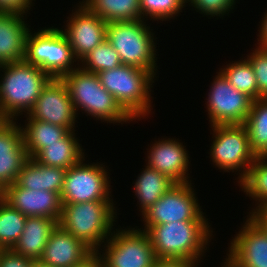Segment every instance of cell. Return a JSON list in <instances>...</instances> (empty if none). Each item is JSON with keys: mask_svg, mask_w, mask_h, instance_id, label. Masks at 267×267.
Segmentation results:
<instances>
[{"mask_svg": "<svg viewBox=\"0 0 267 267\" xmlns=\"http://www.w3.org/2000/svg\"><path fill=\"white\" fill-rule=\"evenodd\" d=\"M0 119L17 120L16 116L33 108L41 90L51 77L39 67L25 61L0 65Z\"/></svg>", "mask_w": 267, "mask_h": 267, "instance_id": "1", "label": "cell"}, {"mask_svg": "<svg viewBox=\"0 0 267 267\" xmlns=\"http://www.w3.org/2000/svg\"><path fill=\"white\" fill-rule=\"evenodd\" d=\"M209 227L208 221H178L143 231L150 237L156 258L187 259L198 264L212 237Z\"/></svg>", "mask_w": 267, "mask_h": 267, "instance_id": "2", "label": "cell"}, {"mask_svg": "<svg viewBox=\"0 0 267 267\" xmlns=\"http://www.w3.org/2000/svg\"><path fill=\"white\" fill-rule=\"evenodd\" d=\"M61 79L66 84L77 116L80 108L88 115L107 123L122 124L134 120L101 85L96 73L87 72L78 66Z\"/></svg>", "mask_w": 267, "mask_h": 267, "instance_id": "3", "label": "cell"}, {"mask_svg": "<svg viewBox=\"0 0 267 267\" xmlns=\"http://www.w3.org/2000/svg\"><path fill=\"white\" fill-rule=\"evenodd\" d=\"M114 205L113 201L64 204L58 224L96 253L112 234Z\"/></svg>", "mask_w": 267, "mask_h": 267, "instance_id": "4", "label": "cell"}, {"mask_svg": "<svg viewBox=\"0 0 267 267\" xmlns=\"http://www.w3.org/2000/svg\"><path fill=\"white\" fill-rule=\"evenodd\" d=\"M101 85L112 94L120 106L135 120L151 111V86L155 75L129 65L97 73Z\"/></svg>", "mask_w": 267, "mask_h": 267, "instance_id": "5", "label": "cell"}, {"mask_svg": "<svg viewBox=\"0 0 267 267\" xmlns=\"http://www.w3.org/2000/svg\"><path fill=\"white\" fill-rule=\"evenodd\" d=\"M153 36L143 19L107 24L106 39L117 51L122 65L145 69L156 76L157 49Z\"/></svg>", "mask_w": 267, "mask_h": 267, "instance_id": "6", "label": "cell"}, {"mask_svg": "<svg viewBox=\"0 0 267 267\" xmlns=\"http://www.w3.org/2000/svg\"><path fill=\"white\" fill-rule=\"evenodd\" d=\"M24 61L39 67L51 78H61L76 69V65L72 68L76 59L66 36L61 29L52 27L34 34L28 32Z\"/></svg>", "mask_w": 267, "mask_h": 267, "instance_id": "7", "label": "cell"}, {"mask_svg": "<svg viewBox=\"0 0 267 267\" xmlns=\"http://www.w3.org/2000/svg\"><path fill=\"white\" fill-rule=\"evenodd\" d=\"M211 127L215 137L210 149L212 162L224 172L239 170L241 173H239L238 182H240L257 157L251 150L245 125L230 124Z\"/></svg>", "mask_w": 267, "mask_h": 267, "instance_id": "8", "label": "cell"}, {"mask_svg": "<svg viewBox=\"0 0 267 267\" xmlns=\"http://www.w3.org/2000/svg\"><path fill=\"white\" fill-rule=\"evenodd\" d=\"M134 229H116L104 244L105 252H96L104 267H153L157 258L150 237Z\"/></svg>", "mask_w": 267, "mask_h": 267, "instance_id": "9", "label": "cell"}, {"mask_svg": "<svg viewBox=\"0 0 267 267\" xmlns=\"http://www.w3.org/2000/svg\"><path fill=\"white\" fill-rule=\"evenodd\" d=\"M69 167L64 177L60 194L62 205L89 201H113L108 172L103 164L84 163ZM103 165V166H102Z\"/></svg>", "mask_w": 267, "mask_h": 267, "instance_id": "10", "label": "cell"}, {"mask_svg": "<svg viewBox=\"0 0 267 267\" xmlns=\"http://www.w3.org/2000/svg\"><path fill=\"white\" fill-rule=\"evenodd\" d=\"M191 186V182H187L176 183L171 187L142 214L145 223L143 230L152 225L178 221H207Z\"/></svg>", "mask_w": 267, "mask_h": 267, "instance_id": "11", "label": "cell"}, {"mask_svg": "<svg viewBox=\"0 0 267 267\" xmlns=\"http://www.w3.org/2000/svg\"><path fill=\"white\" fill-rule=\"evenodd\" d=\"M217 74L211 83L207 99L211 126L244 124L253 99L235 89L221 71Z\"/></svg>", "mask_w": 267, "mask_h": 267, "instance_id": "12", "label": "cell"}, {"mask_svg": "<svg viewBox=\"0 0 267 267\" xmlns=\"http://www.w3.org/2000/svg\"><path fill=\"white\" fill-rule=\"evenodd\" d=\"M27 115L32 119L74 130L77 113L66 84L61 78H51Z\"/></svg>", "mask_w": 267, "mask_h": 267, "instance_id": "13", "label": "cell"}, {"mask_svg": "<svg viewBox=\"0 0 267 267\" xmlns=\"http://www.w3.org/2000/svg\"><path fill=\"white\" fill-rule=\"evenodd\" d=\"M78 9L72 13L66 29L62 32L71 46L74 58L79 62L96 46L106 40L107 22L79 2ZM79 59V60H78Z\"/></svg>", "mask_w": 267, "mask_h": 267, "instance_id": "14", "label": "cell"}, {"mask_svg": "<svg viewBox=\"0 0 267 267\" xmlns=\"http://www.w3.org/2000/svg\"><path fill=\"white\" fill-rule=\"evenodd\" d=\"M230 244L222 267H267V235L250 217Z\"/></svg>", "mask_w": 267, "mask_h": 267, "instance_id": "15", "label": "cell"}, {"mask_svg": "<svg viewBox=\"0 0 267 267\" xmlns=\"http://www.w3.org/2000/svg\"><path fill=\"white\" fill-rule=\"evenodd\" d=\"M21 128L14 120L0 119V193L16 182L29 158Z\"/></svg>", "mask_w": 267, "mask_h": 267, "instance_id": "16", "label": "cell"}, {"mask_svg": "<svg viewBox=\"0 0 267 267\" xmlns=\"http://www.w3.org/2000/svg\"><path fill=\"white\" fill-rule=\"evenodd\" d=\"M0 197L27 217L42 216L59 222L62 214L61 197L56 192L30 190L14 183L6 187Z\"/></svg>", "mask_w": 267, "mask_h": 267, "instance_id": "17", "label": "cell"}, {"mask_svg": "<svg viewBox=\"0 0 267 267\" xmlns=\"http://www.w3.org/2000/svg\"><path fill=\"white\" fill-rule=\"evenodd\" d=\"M93 253L81 240L58 224L38 261L51 267H74L82 264Z\"/></svg>", "mask_w": 267, "mask_h": 267, "instance_id": "18", "label": "cell"}, {"mask_svg": "<svg viewBox=\"0 0 267 267\" xmlns=\"http://www.w3.org/2000/svg\"><path fill=\"white\" fill-rule=\"evenodd\" d=\"M189 156L185 146L176 139H161L150 146L148 153L149 165L154 170L165 174L175 183H187Z\"/></svg>", "mask_w": 267, "mask_h": 267, "instance_id": "19", "label": "cell"}, {"mask_svg": "<svg viewBox=\"0 0 267 267\" xmlns=\"http://www.w3.org/2000/svg\"><path fill=\"white\" fill-rule=\"evenodd\" d=\"M24 16L0 13V65L24 61L30 32Z\"/></svg>", "mask_w": 267, "mask_h": 267, "instance_id": "20", "label": "cell"}, {"mask_svg": "<svg viewBox=\"0 0 267 267\" xmlns=\"http://www.w3.org/2000/svg\"><path fill=\"white\" fill-rule=\"evenodd\" d=\"M58 221L42 216L26 218L21 236L12 250L33 261H38Z\"/></svg>", "mask_w": 267, "mask_h": 267, "instance_id": "21", "label": "cell"}, {"mask_svg": "<svg viewBox=\"0 0 267 267\" xmlns=\"http://www.w3.org/2000/svg\"><path fill=\"white\" fill-rule=\"evenodd\" d=\"M66 169L54 166H45L33 158L23 165L18 174L16 184L30 190H48L59 195L63 190Z\"/></svg>", "mask_w": 267, "mask_h": 267, "instance_id": "22", "label": "cell"}, {"mask_svg": "<svg viewBox=\"0 0 267 267\" xmlns=\"http://www.w3.org/2000/svg\"><path fill=\"white\" fill-rule=\"evenodd\" d=\"M75 130L69 131L63 138L48 144L33 159L45 166L68 169L84 159L83 148L75 137Z\"/></svg>", "mask_w": 267, "mask_h": 267, "instance_id": "23", "label": "cell"}, {"mask_svg": "<svg viewBox=\"0 0 267 267\" xmlns=\"http://www.w3.org/2000/svg\"><path fill=\"white\" fill-rule=\"evenodd\" d=\"M27 124L23 127V141L29 158H34L48 144L58 142L70 130L59 125L32 119L27 116Z\"/></svg>", "mask_w": 267, "mask_h": 267, "instance_id": "24", "label": "cell"}, {"mask_svg": "<svg viewBox=\"0 0 267 267\" xmlns=\"http://www.w3.org/2000/svg\"><path fill=\"white\" fill-rule=\"evenodd\" d=\"M140 174L134 183V191L143 214L176 183L149 165H146Z\"/></svg>", "mask_w": 267, "mask_h": 267, "instance_id": "25", "label": "cell"}, {"mask_svg": "<svg viewBox=\"0 0 267 267\" xmlns=\"http://www.w3.org/2000/svg\"><path fill=\"white\" fill-rule=\"evenodd\" d=\"M82 3L107 23L141 19L140 0H83Z\"/></svg>", "mask_w": 267, "mask_h": 267, "instance_id": "26", "label": "cell"}, {"mask_svg": "<svg viewBox=\"0 0 267 267\" xmlns=\"http://www.w3.org/2000/svg\"><path fill=\"white\" fill-rule=\"evenodd\" d=\"M244 125L251 150L257 156H267V98L253 100Z\"/></svg>", "mask_w": 267, "mask_h": 267, "instance_id": "27", "label": "cell"}, {"mask_svg": "<svg viewBox=\"0 0 267 267\" xmlns=\"http://www.w3.org/2000/svg\"><path fill=\"white\" fill-rule=\"evenodd\" d=\"M239 184L247 196L258 201L256 208L267 206V156H257Z\"/></svg>", "mask_w": 267, "mask_h": 267, "instance_id": "28", "label": "cell"}, {"mask_svg": "<svg viewBox=\"0 0 267 267\" xmlns=\"http://www.w3.org/2000/svg\"><path fill=\"white\" fill-rule=\"evenodd\" d=\"M27 216L0 197V249H12L21 236Z\"/></svg>", "mask_w": 267, "mask_h": 267, "instance_id": "29", "label": "cell"}, {"mask_svg": "<svg viewBox=\"0 0 267 267\" xmlns=\"http://www.w3.org/2000/svg\"><path fill=\"white\" fill-rule=\"evenodd\" d=\"M220 71L229 83L238 91L246 93L253 100L262 99L258 94V86L252 66L247 59L229 63Z\"/></svg>", "mask_w": 267, "mask_h": 267, "instance_id": "30", "label": "cell"}, {"mask_svg": "<svg viewBox=\"0 0 267 267\" xmlns=\"http://www.w3.org/2000/svg\"><path fill=\"white\" fill-rule=\"evenodd\" d=\"M79 62L82 63L80 68L87 72L96 74L122 65L117 51L112 47L107 39L85 55V57Z\"/></svg>", "mask_w": 267, "mask_h": 267, "instance_id": "31", "label": "cell"}, {"mask_svg": "<svg viewBox=\"0 0 267 267\" xmlns=\"http://www.w3.org/2000/svg\"><path fill=\"white\" fill-rule=\"evenodd\" d=\"M186 3L187 0H140L141 19L144 20L145 16L157 21L173 19L176 14L182 12Z\"/></svg>", "mask_w": 267, "mask_h": 267, "instance_id": "32", "label": "cell"}, {"mask_svg": "<svg viewBox=\"0 0 267 267\" xmlns=\"http://www.w3.org/2000/svg\"><path fill=\"white\" fill-rule=\"evenodd\" d=\"M247 56L256 77L258 94L262 98H267V48L258 46L251 55Z\"/></svg>", "mask_w": 267, "mask_h": 267, "instance_id": "33", "label": "cell"}, {"mask_svg": "<svg viewBox=\"0 0 267 267\" xmlns=\"http://www.w3.org/2000/svg\"><path fill=\"white\" fill-rule=\"evenodd\" d=\"M236 0H187L191 6L197 9V12H201L204 15L223 16L228 14ZM228 12V13H227Z\"/></svg>", "mask_w": 267, "mask_h": 267, "instance_id": "34", "label": "cell"}, {"mask_svg": "<svg viewBox=\"0 0 267 267\" xmlns=\"http://www.w3.org/2000/svg\"><path fill=\"white\" fill-rule=\"evenodd\" d=\"M33 260L12 249H0V267H32Z\"/></svg>", "mask_w": 267, "mask_h": 267, "instance_id": "35", "label": "cell"}, {"mask_svg": "<svg viewBox=\"0 0 267 267\" xmlns=\"http://www.w3.org/2000/svg\"><path fill=\"white\" fill-rule=\"evenodd\" d=\"M33 0H0V13L24 16Z\"/></svg>", "mask_w": 267, "mask_h": 267, "instance_id": "36", "label": "cell"}, {"mask_svg": "<svg viewBox=\"0 0 267 267\" xmlns=\"http://www.w3.org/2000/svg\"><path fill=\"white\" fill-rule=\"evenodd\" d=\"M198 265L187 259L157 258L153 267H197Z\"/></svg>", "mask_w": 267, "mask_h": 267, "instance_id": "37", "label": "cell"}, {"mask_svg": "<svg viewBox=\"0 0 267 267\" xmlns=\"http://www.w3.org/2000/svg\"><path fill=\"white\" fill-rule=\"evenodd\" d=\"M249 217L263 230L267 235V206L253 209Z\"/></svg>", "mask_w": 267, "mask_h": 267, "instance_id": "38", "label": "cell"}, {"mask_svg": "<svg viewBox=\"0 0 267 267\" xmlns=\"http://www.w3.org/2000/svg\"><path fill=\"white\" fill-rule=\"evenodd\" d=\"M264 17L262 18L261 26H260V31L258 35L260 38H258V46L262 48H267V13H264Z\"/></svg>", "mask_w": 267, "mask_h": 267, "instance_id": "39", "label": "cell"}, {"mask_svg": "<svg viewBox=\"0 0 267 267\" xmlns=\"http://www.w3.org/2000/svg\"><path fill=\"white\" fill-rule=\"evenodd\" d=\"M74 267H104L101 259L97 253H93L87 260L82 264Z\"/></svg>", "mask_w": 267, "mask_h": 267, "instance_id": "40", "label": "cell"}, {"mask_svg": "<svg viewBox=\"0 0 267 267\" xmlns=\"http://www.w3.org/2000/svg\"><path fill=\"white\" fill-rule=\"evenodd\" d=\"M32 267H51V266L44 265V264H42V263L39 262V261H33V263H32Z\"/></svg>", "mask_w": 267, "mask_h": 267, "instance_id": "41", "label": "cell"}]
</instances>
